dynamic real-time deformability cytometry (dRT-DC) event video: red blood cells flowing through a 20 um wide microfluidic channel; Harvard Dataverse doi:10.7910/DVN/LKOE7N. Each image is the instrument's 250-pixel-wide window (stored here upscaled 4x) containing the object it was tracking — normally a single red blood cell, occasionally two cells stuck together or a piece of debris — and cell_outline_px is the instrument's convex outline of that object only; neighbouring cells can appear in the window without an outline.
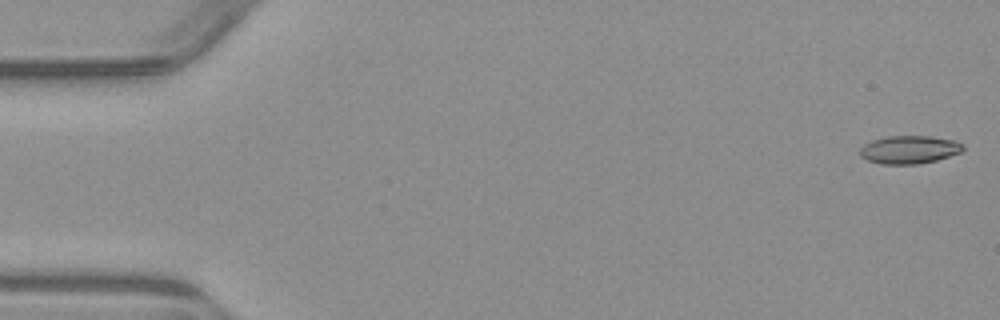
{"species": "common noctule bat (a hibernating species)", "species_latin": "Nyctalus noctula", "temperature_condition": "warm", "stored_images_in_passage": 5, "camera_frame_rate_fps": 3000, "um_per_image_px": 0.085, "animal": {"sex": "male", "body_mass_g": 23.1, "forearm_length_mm": 52.7}, "frame": {"image": 1, "passage_image": 1, "time_ms": 0.0, "image_size_px": [1000, 320], "cell_outline_px": [[964, 148], [960, 152], [936, 160], [920, 164], [880, 164], [868, 160], [860, 156], [860, 148], [864, 144], [872, 140], [888, 136], [928, 136], [956, 140], [964, 144]], "centroid_in_image_um": [77.29, 12.72], "position_along_channel_um": 7.7, "area_um2": 16.88}}